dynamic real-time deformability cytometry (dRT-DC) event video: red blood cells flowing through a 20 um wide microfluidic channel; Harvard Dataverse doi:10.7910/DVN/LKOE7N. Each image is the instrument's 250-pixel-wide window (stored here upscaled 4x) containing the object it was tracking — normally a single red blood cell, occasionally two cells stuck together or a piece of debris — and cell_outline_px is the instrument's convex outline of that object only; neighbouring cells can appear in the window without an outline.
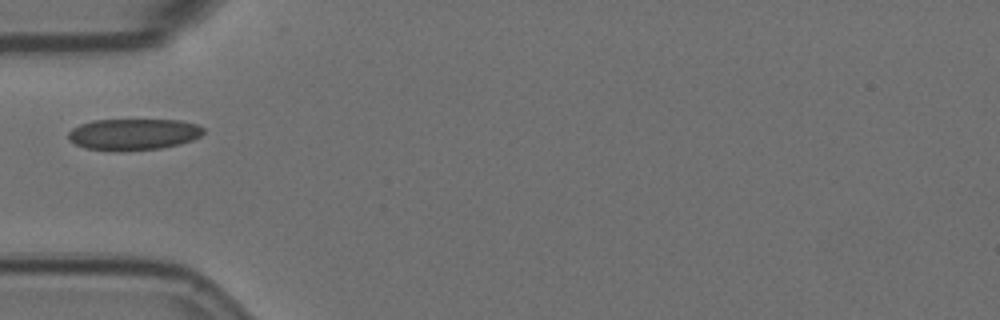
{"species": "Egyptian fruit bat (a non-hibernating species)", "species_latin": "Rousettus aegyptiacus", "temperature_condition": "room temperature", "stored_images_in_passage": 1, "camera_frame_rate_fps": 3000, "um_per_image_px": 0.085, "animal": {"sex": "female"}, "frame": {"image": 1, "passage_image": 1, "time_ms": 0.0, "image_size_px": [1000, 320], "cell_outline_px": [[204, 132], [200, 136], [192, 140], [180, 144], [160, 148], [116, 152], [84, 148], [68, 140], [68, 132], [72, 128], [80, 124], [92, 120], [180, 120], [196, 124], [204, 128]], "centroid_in_image_um": [11.31, 11.42], "position_along_channel_um": 73.7, "area_um2": 24.97}}